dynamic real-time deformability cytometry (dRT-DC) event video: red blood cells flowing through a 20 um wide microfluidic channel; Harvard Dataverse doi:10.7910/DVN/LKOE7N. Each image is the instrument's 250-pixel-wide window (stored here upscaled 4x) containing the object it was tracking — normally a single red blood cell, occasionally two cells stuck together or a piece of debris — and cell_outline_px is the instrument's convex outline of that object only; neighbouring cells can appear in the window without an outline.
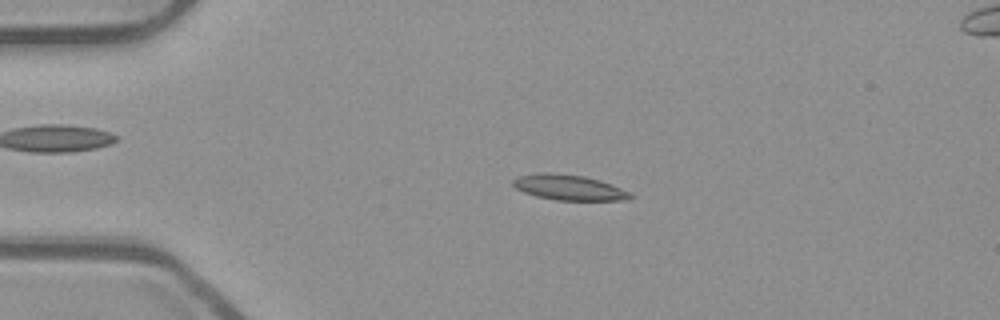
{"species": "common noctule bat (a hibernating species)", "species_latin": "Nyctalus noctula", "temperature_condition": "room temperature", "stored_images_in_passage": 43, "camera_frame_rate_fps": 3000, "um_per_image_px": 0.085, "animal": {"sex": "male", "body_mass_g": 23.1, "forearm_length_mm": 52.7}, "frame": {"image": 1, "passage_image": 2, "time_ms": 0.333, "image_size_px": [1000, 320], "cell_outline_px": [[632, 196], [628, 200], [556, 200], [536, 196], [524, 192], [516, 188], [512, 184], [512, 180], [516, 176], [544, 172], [548, 172], [584, 176], [600, 180], [612, 184], [632, 192]], "centroid_in_image_um": [48.37, 15.93], "position_along_channel_um": 36.6, "area_um2": 17.46}}
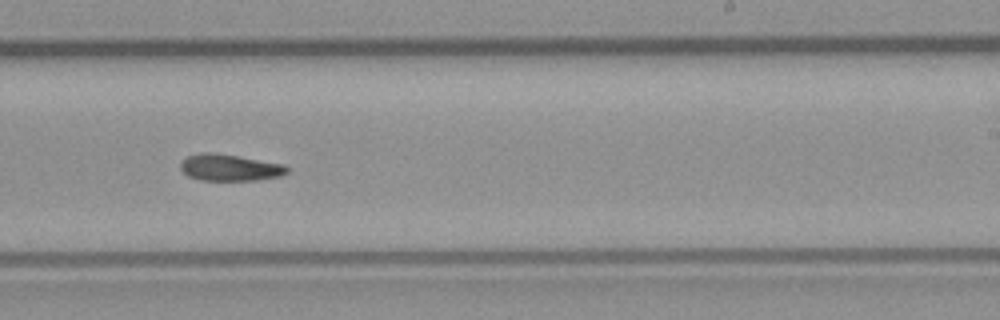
{"frame": {"image": 2, "passage_image": 23, "time_ms": 7.333, "image_size_px": [1000, 320], "cell_outline_px": [[288, 172], [280, 176], [256, 180], [200, 180], [188, 176], [180, 168], [180, 160], [188, 156], [200, 152], [212, 152], [284, 164], [288, 168]], "centroid_in_image_um": [19.49, 14.24], "position_along_channel_um": 269.5, "area_um2": 16.47}}
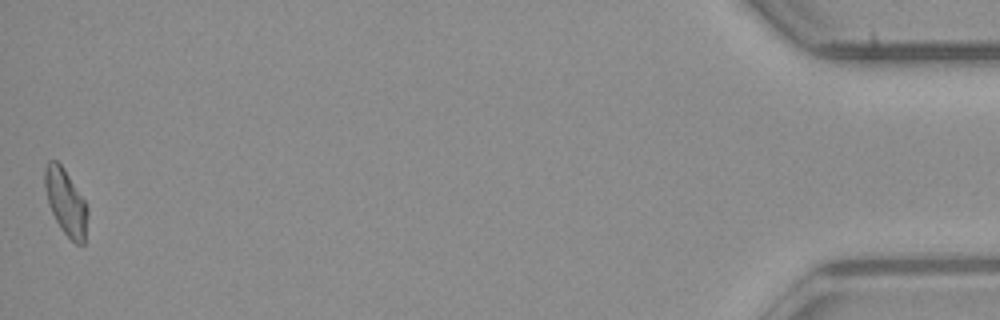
{"frame": {"image": 3, "passage_image": 43, "time_ms": 14.0, "image_size_px": [1000, 320], "cell_outline_px": [[88, 212], [84, 244], [76, 244], [60, 228], [48, 204], [44, 188], [44, 168], [48, 160], [56, 160], [64, 168], [84, 200], [88, 208]], "centroid_in_image_um": [5.57, 17.16], "position_along_channel_um": 429.6, "area_um2": 16.42}}